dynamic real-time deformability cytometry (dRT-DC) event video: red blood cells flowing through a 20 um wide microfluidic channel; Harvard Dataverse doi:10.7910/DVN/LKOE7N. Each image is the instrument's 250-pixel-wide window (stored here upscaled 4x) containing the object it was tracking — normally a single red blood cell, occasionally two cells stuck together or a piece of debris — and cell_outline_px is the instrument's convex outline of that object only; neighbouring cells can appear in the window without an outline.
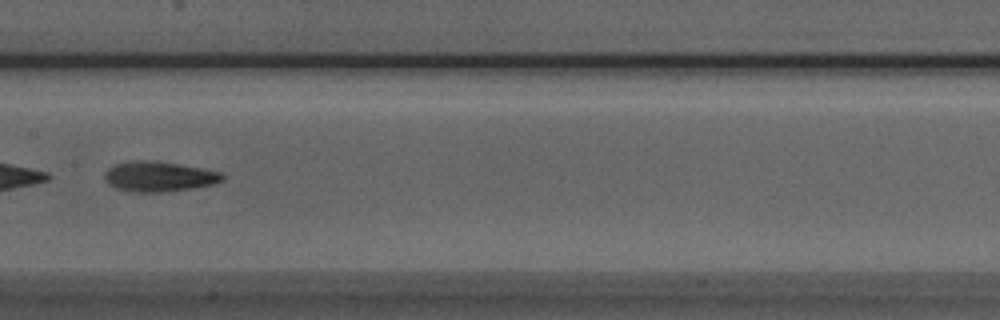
{"species": "Egyptian fruit bat (a non-hibernating species)", "species_latin": "Rousettus aegyptiacus", "temperature_condition": "room temperature", "stored_images_in_passage": 34, "camera_frame_rate_fps": 3000, "um_per_image_px": 0.085, "animal": {"sex": "male"}, "frame": {"image": 1, "passage_image": 10, "time_ms": 3.0, "image_size_px": [1000, 320], "cell_outline_px": [[224, 180], [216, 184], [160, 192], [132, 192], [116, 188], [108, 184], [104, 180], [104, 172], [108, 168], [116, 164], [176, 164], [200, 168], [220, 172], [224, 176]], "centroid_in_image_um": [13.53, 15.07], "position_along_channel_um": 193.9, "area_um2": 19.42}}